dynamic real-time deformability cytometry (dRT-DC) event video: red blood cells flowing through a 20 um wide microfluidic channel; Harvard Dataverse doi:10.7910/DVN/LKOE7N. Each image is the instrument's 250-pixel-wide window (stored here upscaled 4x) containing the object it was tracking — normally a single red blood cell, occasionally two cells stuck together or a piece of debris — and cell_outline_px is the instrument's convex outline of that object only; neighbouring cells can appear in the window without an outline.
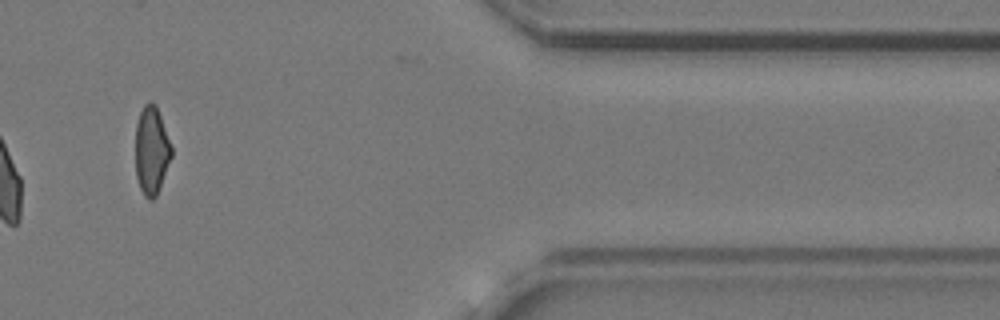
{"species": "common noctule bat (a hibernating species)", "species_latin": "Nyctalus noctula", "temperature_condition": "cold", "stored_images_in_passage": 14, "camera_frame_rate_fps": 3000, "um_per_image_px": 0.085, "animal": {"sex": "female", "body_mass_g": 24.6, "forearm_length_mm": 56.2}, "frame": {"image": 1, "passage_image": 12, "time_ms": 15.333, "image_size_px": [1000, 320], "cell_outline_px": [[172, 156], [156, 196], [152, 200], [148, 200], [144, 196], [140, 188], [136, 176], [136, 124], [140, 112], [144, 104], [148, 100], [152, 100], [156, 104], [172, 148]], "centroid_in_image_um": [12.87, 12.77], "position_along_channel_um": 398.5, "area_um2": 18.5}, "authors_computed_cell_mechanics": {"area_um2": 19.9699, "velocity_mm_per_s": 3.7377, "shape_relaxation_time_tau1_ms": 3.6289, "shape_relaxation_time_tau2_ms": 5.0089, "deformation_change_tau1": 0.0565, "deformation_change_tau2": 0.0495}}